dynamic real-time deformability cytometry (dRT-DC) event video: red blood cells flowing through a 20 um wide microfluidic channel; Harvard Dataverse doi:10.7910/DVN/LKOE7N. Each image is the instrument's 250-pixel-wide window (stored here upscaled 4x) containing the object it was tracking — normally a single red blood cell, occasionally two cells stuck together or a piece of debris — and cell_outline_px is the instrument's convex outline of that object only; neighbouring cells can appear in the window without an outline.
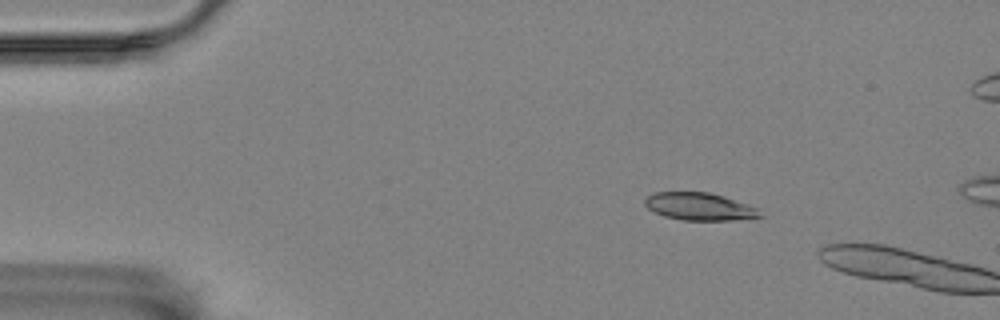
{"species": "Egyptian fruit bat (a non-hibernating species)", "species_latin": "Rousettus aegyptiacus", "temperature_condition": "room temperature", "stored_images_in_passage": 3, "camera_frame_rate_fps": 3000, "um_per_image_px": 0.085, "animal": {"sex": "female"}, "frame": {"image": 1, "passage_image": 2, "time_ms": 1.0, "image_size_px": [1000, 320], "cell_outline_px": [[764, 216], [732, 220], [684, 220], [664, 216], [648, 208], [644, 204], [644, 196], [652, 192], [708, 192], [724, 196], [748, 204], [756, 208]], "centroid_in_image_um": [59.42, 17.54], "position_along_channel_um": 25.6, "area_um2": 18.5}}